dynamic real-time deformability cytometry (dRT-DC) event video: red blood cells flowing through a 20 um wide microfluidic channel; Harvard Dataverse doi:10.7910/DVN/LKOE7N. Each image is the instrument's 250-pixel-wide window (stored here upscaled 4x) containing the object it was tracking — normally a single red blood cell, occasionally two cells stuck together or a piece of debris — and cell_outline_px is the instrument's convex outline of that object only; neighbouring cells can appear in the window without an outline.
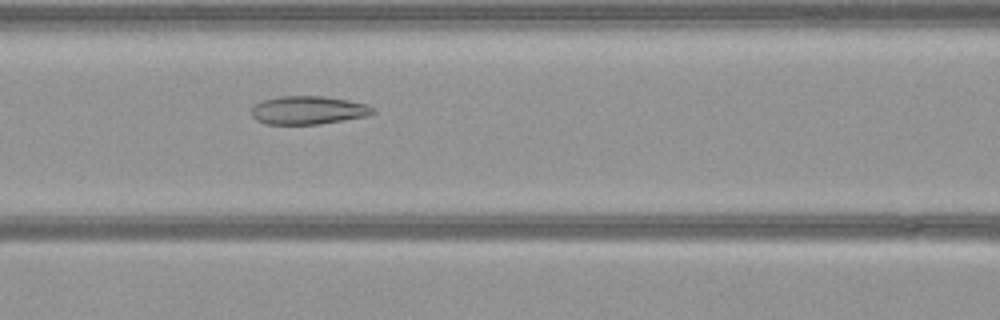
{"species": "common noctule bat (a hibernating species)", "species_latin": "Nyctalus noctula", "temperature_condition": "warm", "stored_images_in_passage": 53, "camera_frame_rate_fps": 3000, "um_per_image_px": 0.085, "animal": {"sex": "female", "body_mass_g": 21.9}, "frame": {"image": 1, "passage_image": 22, "time_ms": 7.0, "image_size_px": [1000, 320], "cell_outline_px": [[376, 112], [368, 116], [320, 124], [264, 124], [256, 120], [252, 116], [252, 108], [256, 104], [264, 100], [280, 96], [324, 96], [348, 100], [364, 104], [376, 108]], "centroid_in_image_um": [26.22, 9.37], "position_along_channel_um": 140.4, "area_um2": 20.06}}
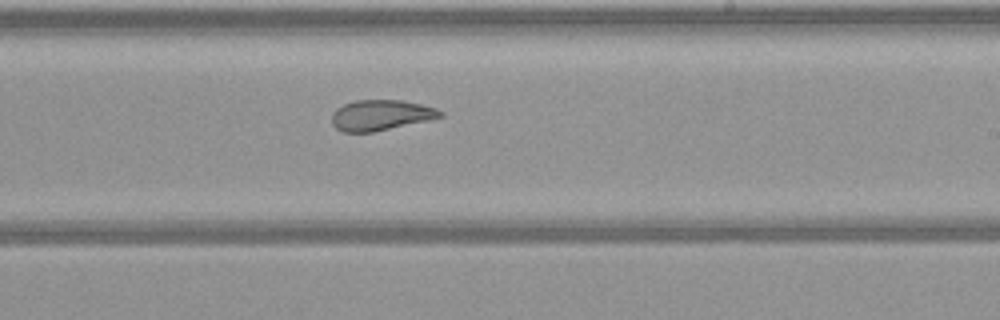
{"frame": {"image": 2, "passage_image": 31, "time_ms": 10.0, "image_size_px": [1000, 320], "cell_outline_px": [[444, 116], [428, 120], [372, 132], [344, 132], [336, 128], [332, 124], [332, 112], [336, 108], [344, 104], [356, 100], [400, 100], [420, 104], [436, 108], [444, 112]], "centroid_in_image_um": [32.35, 9.78], "position_along_channel_um": 256.6, "area_um2": 19.19}}
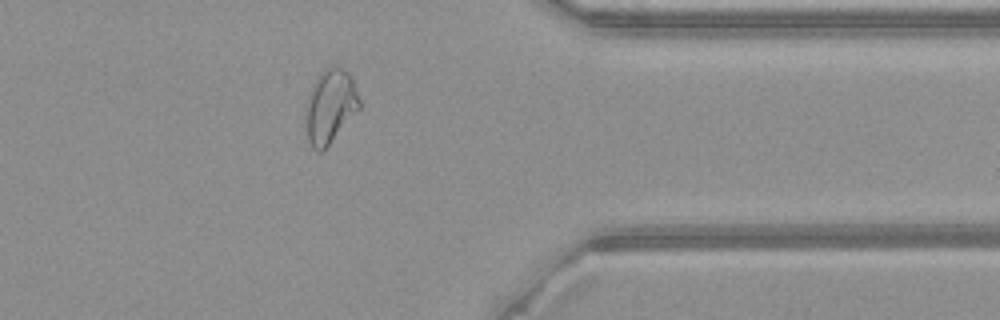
{"frame": {"image": 3, "passage_image": 42, "time_ms": 13.667, "image_size_px": [1000, 320], "cell_outline_px": [[360, 108], [324, 152], [316, 152], [312, 148], [308, 140], [304, 112], [308, 96], [312, 84], [320, 72], [328, 64], [340, 64], [352, 76], [360, 100]], "centroid_in_image_um": [28.06, 9.01], "position_along_channel_um": 383.3, "area_um2": 23.99}}